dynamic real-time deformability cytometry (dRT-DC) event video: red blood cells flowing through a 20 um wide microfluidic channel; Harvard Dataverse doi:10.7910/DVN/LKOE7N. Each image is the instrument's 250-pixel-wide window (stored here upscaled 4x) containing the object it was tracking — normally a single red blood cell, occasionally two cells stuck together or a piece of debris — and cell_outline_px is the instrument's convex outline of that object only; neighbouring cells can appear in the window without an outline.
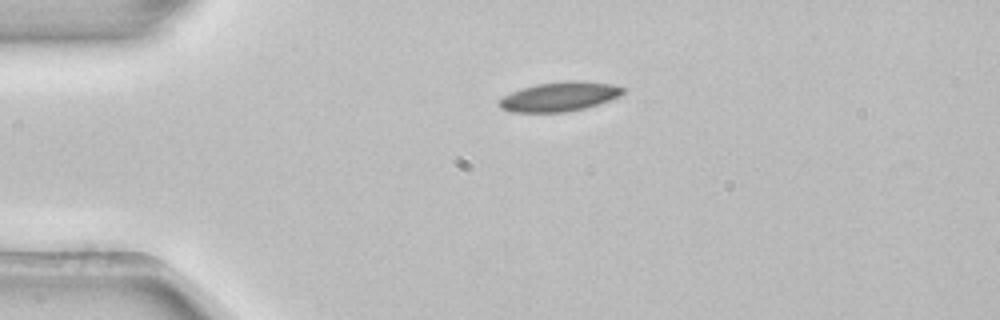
{"species": "common noctule bat (a hibernating species)", "species_latin": "Nyctalus noctula", "temperature_condition": "room temperature", "stored_images_in_passage": 3, "camera_frame_rate_fps": 3000, "um_per_image_px": 0.085, "animal": {"sex": "female", "body_mass_g": 22.7, "forearm_length_mm": 54.2}, "frame": {"image": 1, "passage_image": 1, "time_ms": 0.0, "image_size_px": [1000, 320], "cell_outline_px": [[624, 92], [608, 100], [584, 108], [568, 112], [512, 112], [500, 108], [500, 100], [504, 96], [512, 92], [536, 84], [572, 80], [580, 80], [612, 84], [624, 88]], "centroid_in_image_um": [47.55, 8.21], "position_along_channel_um": 37.5, "area_um2": 20.81}}